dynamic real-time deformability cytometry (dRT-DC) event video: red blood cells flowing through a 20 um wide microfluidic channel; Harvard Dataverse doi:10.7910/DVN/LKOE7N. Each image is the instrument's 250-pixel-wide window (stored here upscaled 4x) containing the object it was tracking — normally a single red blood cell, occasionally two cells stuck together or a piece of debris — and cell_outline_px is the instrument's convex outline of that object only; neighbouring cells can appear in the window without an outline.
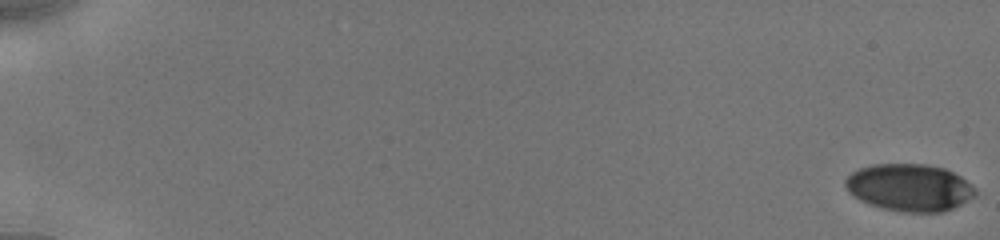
{"species": "human", "species_latin": "Homo sapiens", "temperature_condition": "cold", "stored_images_in_passage": 13, "camera_frame_rate_fps": 3000, "um_per_image_px": 0.085, "donor": {"sex": "male"}, "frame": {"image": 1, "passage_image": 1, "time_ms": 0.0, "image_size_px": [1000, 240], "cell_outline_px": [[976, 196], [944, 212], [904, 212], [884, 208], [868, 204], [852, 196], [848, 192], [844, 184], [844, 180], [852, 172], [860, 168], [872, 164], [928, 164], [944, 168], [960, 176], [972, 184], [976, 188]], "centroid_in_image_um": [77.3, 15.93], "position_along_channel_um": 7.7, "area_um2": 35.95}}
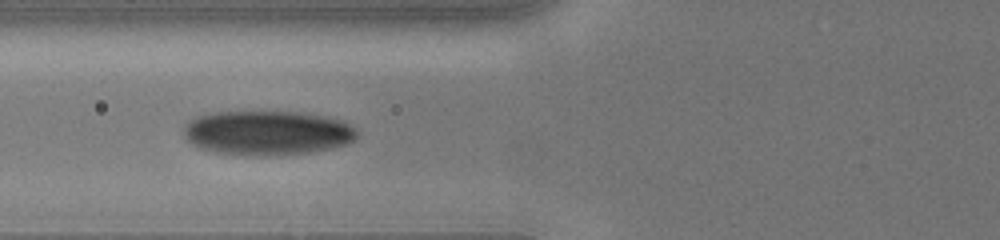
{"frame": {"image": 2, "passage_image": 8, "time_ms": 7.667, "image_size_px": [1000, 240], "cell_outline_px": [[356, 136], [348, 144], [332, 148], [308, 152], [268, 156], [244, 156], [212, 152], [200, 148], [192, 144], [188, 140], [184, 132], [184, 128], [192, 120], [200, 116], [216, 112], [296, 112], [324, 116], [340, 120], [356, 128]], "centroid_in_image_um": [22.72, 11.31], "position_along_channel_um": 103.1, "area_um2": 44.68}}
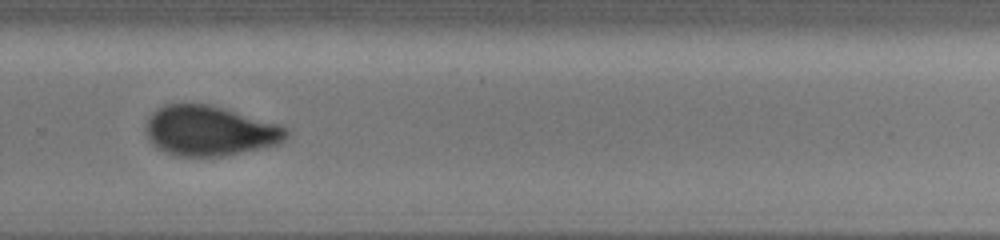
{"frame": {"image": 3, "passage_image": 13, "time_ms": 13.0, "image_size_px": [1000, 240], "cell_outline_px": [[292, 132], [288, 140], [280, 144], [264, 148], [224, 156], [180, 156], [164, 152], [156, 148], [148, 140], [144, 132], [144, 124], [148, 116], [156, 108], [164, 104], [212, 104], [280, 124], [288, 128]], "centroid_in_image_um": [17.85, 11.12], "position_along_channel_um": 312.0, "area_um2": 42.08}}